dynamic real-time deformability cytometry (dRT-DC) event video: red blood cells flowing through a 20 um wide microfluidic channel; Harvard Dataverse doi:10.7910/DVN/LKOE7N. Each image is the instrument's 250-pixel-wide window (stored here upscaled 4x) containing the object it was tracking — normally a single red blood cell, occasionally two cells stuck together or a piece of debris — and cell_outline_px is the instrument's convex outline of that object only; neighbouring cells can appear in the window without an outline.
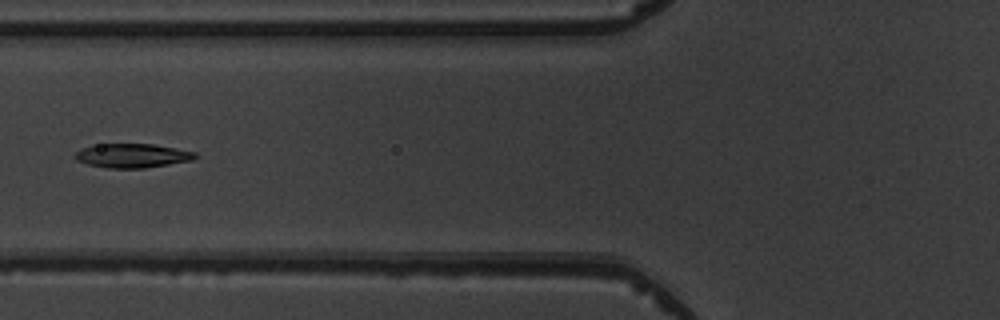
{"species": "common noctule bat (a hibernating species)", "species_latin": "Nyctalus noctula", "temperature_condition": "warm", "stored_images_in_passage": 6, "camera_frame_rate_fps": 3000, "um_per_image_px": 0.085, "animal": {"sex": "male", "body_mass_g": 19.5, "forearm_length_mm": 54.6}, "frame": {"image": 1, "passage_image": 6, "time_ms": 6.0, "image_size_px": [1000, 320], "cell_outline_px": [[196, 156], [192, 160], [144, 168], [108, 168], [88, 164], [76, 160], [72, 156], [80, 148], [100, 144], [152, 144], [176, 148], [196, 152]], "centroid_in_image_um": [11.2, 13.23], "position_along_channel_um": 114.6, "area_um2": 16.76}}